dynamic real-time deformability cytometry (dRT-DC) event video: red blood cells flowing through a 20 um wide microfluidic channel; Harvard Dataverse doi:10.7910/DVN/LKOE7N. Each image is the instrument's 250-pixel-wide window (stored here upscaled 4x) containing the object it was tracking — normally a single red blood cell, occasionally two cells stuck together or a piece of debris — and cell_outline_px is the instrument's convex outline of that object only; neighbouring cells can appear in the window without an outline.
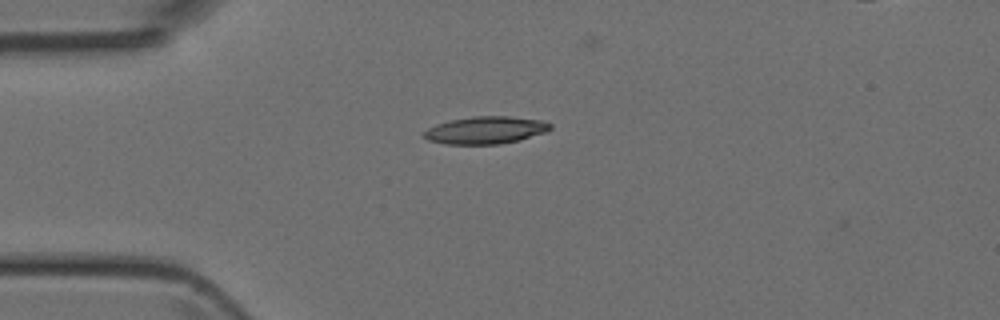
{"species": "Egyptian fruit bat (a non-hibernating species)", "species_latin": "Rousettus aegyptiacus", "temperature_condition": "room temperature", "stored_images_in_passage": 3, "camera_frame_rate_fps": 3000, "um_per_image_px": 0.085, "animal": {"sex": "female"}, "frame": {"image": 1, "passage_image": 1, "time_ms": 0.0, "image_size_px": [1000, 320], "cell_outline_px": [[552, 128], [544, 132], [520, 140], [500, 144], [448, 144], [428, 140], [424, 136], [424, 132], [428, 128], [436, 124], [448, 120], [472, 116], [508, 116], [544, 120], [552, 124]], "centroid_in_image_um": [41.29, 11.05], "position_along_channel_um": 43.7, "area_um2": 20.23}}
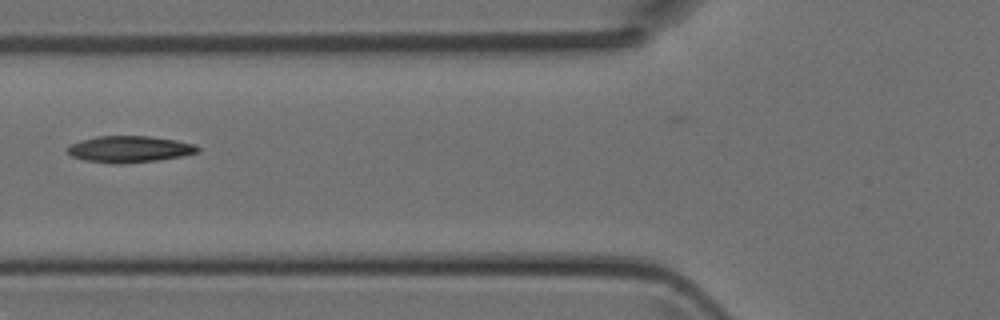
{"frame": {"image": 2, "passage_image": 3, "time_ms": 0.667, "image_size_px": [1000, 320], "cell_outline_px": [[200, 152], [184, 156], [156, 160], [84, 160], [72, 156], [68, 152], [68, 148], [72, 144], [80, 140], [96, 136], [148, 136], [176, 140], [196, 144], [200, 148]], "centroid_in_image_um": [11.1, 12.61], "position_along_channel_um": 114.7, "area_um2": 19.02}}